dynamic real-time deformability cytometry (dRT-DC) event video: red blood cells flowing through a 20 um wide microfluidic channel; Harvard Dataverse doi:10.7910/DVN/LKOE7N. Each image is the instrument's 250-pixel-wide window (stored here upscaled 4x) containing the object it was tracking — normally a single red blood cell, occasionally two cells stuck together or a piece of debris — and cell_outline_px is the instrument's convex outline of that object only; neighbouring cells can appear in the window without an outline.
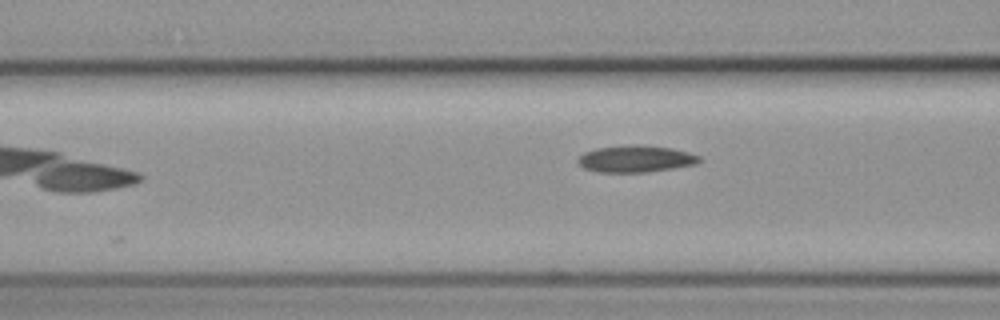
{"species": "common noctule bat (a hibernating species)", "species_latin": "Nyctalus noctula", "temperature_condition": "cold", "stored_images_in_passage": 5, "camera_frame_rate_fps": 3000, "um_per_image_px": 0.085, "animal": {"sex": "female", "body_mass_g": 19.3, "forearm_length_mm": 54.1}, "frame": {"image": 1, "passage_image": 5, "time_ms": 5.0, "image_size_px": [1000, 320], "cell_outline_px": [[700, 160], [696, 164], [648, 172], [600, 172], [584, 168], [576, 160], [584, 152], [596, 148], [632, 144], [640, 144], [672, 148], [688, 152], [700, 156]], "centroid_in_image_um": [54.03, 13.49], "position_along_channel_um": 112.6, "area_um2": 18.96}}